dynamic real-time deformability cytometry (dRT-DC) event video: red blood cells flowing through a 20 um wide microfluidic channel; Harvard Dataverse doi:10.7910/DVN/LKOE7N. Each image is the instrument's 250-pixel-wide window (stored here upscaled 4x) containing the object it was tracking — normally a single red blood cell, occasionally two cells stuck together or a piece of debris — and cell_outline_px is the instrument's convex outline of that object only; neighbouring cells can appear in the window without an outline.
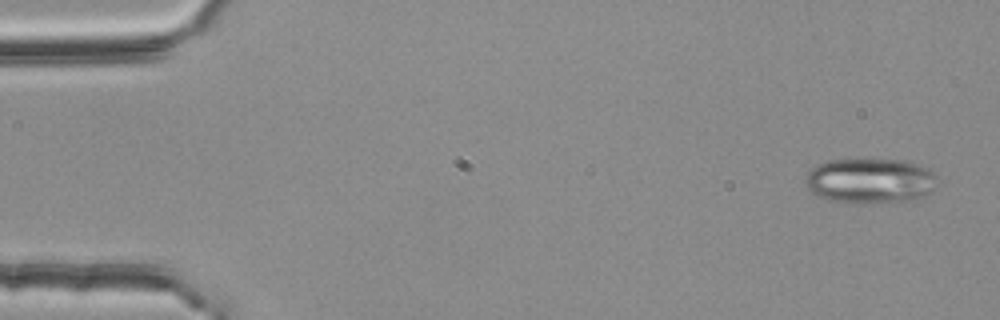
{"species": "common noctule bat (a hibernating species)", "species_latin": "Nyctalus noctula", "temperature_condition": "room temperature", "stored_images_in_passage": 4, "camera_frame_rate_fps": 3000, "um_per_image_px": 0.085, "animal": {"sex": "female", "body_mass_g": 25.1}, "frame": {"image": 1, "passage_image": 1, "time_ms": 0.0, "image_size_px": [1000, 320], "cell_outline_px": [[936, 176], [932, 188], [924, 196], [912, 200], [828, 200], [812, 192], [804, 184], [804, 180], [808, 172], [816, 164], [828, 160], [856, 156], [904, 160], [928, 168]], "centroid_in_image_um": [73.9, 15.25], "position_along_channel_um": 11.1, "area_um2": 34.45}}